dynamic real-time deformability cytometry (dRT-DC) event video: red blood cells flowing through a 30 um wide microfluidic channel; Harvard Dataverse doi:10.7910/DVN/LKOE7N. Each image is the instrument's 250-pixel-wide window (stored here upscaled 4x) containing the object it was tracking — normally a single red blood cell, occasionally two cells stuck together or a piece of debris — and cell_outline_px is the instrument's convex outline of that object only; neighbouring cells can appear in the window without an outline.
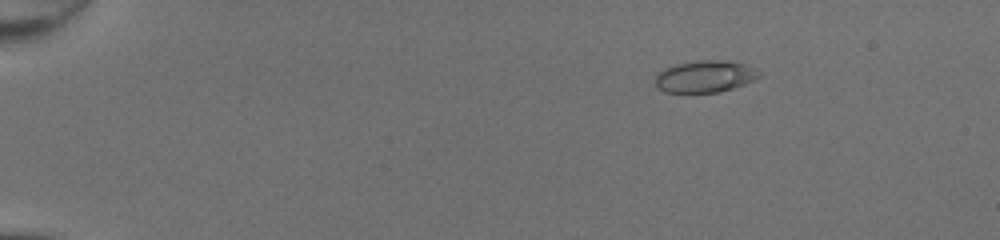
{"species": "common noctule bat (a hibernating species)", "species_latin": "Nyctalus noctula", "temperature_condition": "room temperature", "stored_images_in_passage": 52, "camera_frame_rate_fps": 3000, "um_per_image_px": 0.085, "animal": {"sex": "female", "body_mass_g": 20.0, "forearm_length_mm": 54.0}, "frame": {"image": 1, "passage_image": 10, "time_ms": 3.0, "image_size_px": [1000, 240], "cell_outline_px": [[764, 76], [756, 80], [732, 88], [716, 92], [664, 92], [656, 84], [656, 72], [664, 68], [676, 64], [692, 60], [728, 60], [748, 64], [756, 68]], "centroid_in_image_um": [59.98, 6.47], "position_along_channel_um": 25.0, "area_um2": 19.65}}
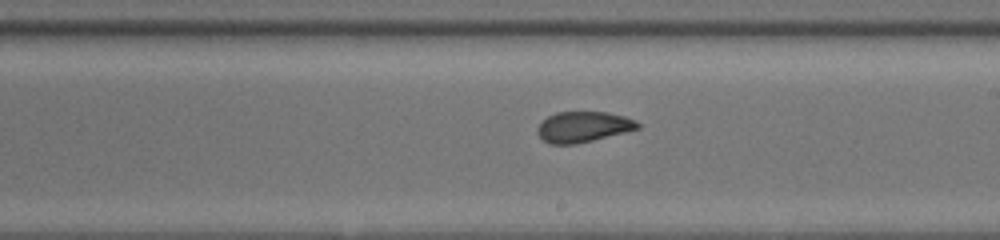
{"frame": {"image": 2, "passage_image": 33, "time_ms": 10.667, "image_size_px": [1000, 240], "cell_outline_px": [[640, 128], [576, 144], [548, 144], [536, 132], [536, 128], [548, 116], [556, 112], [608, 112], [624, 116], [636, 120], [640, 124]], "centroid_in_image_um": [49.56, 10.78], "position_along_channel_um": 239.4, "area_um2": 17.8}}
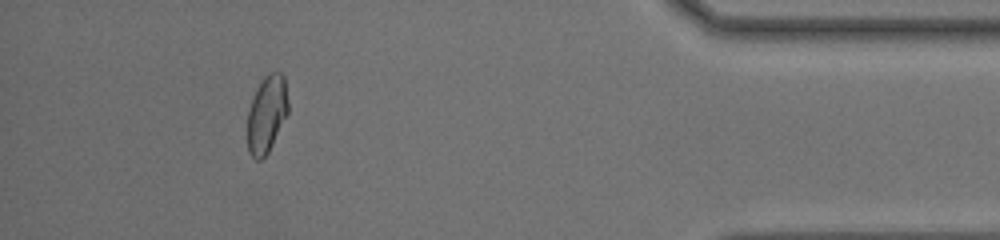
{"frame": {"image": 3, "passage_image": 48, "time_ms": 15.667, "image_size_px": [1000, 240], "cell_outline_px": [[288, 112], [268, 152], [260, 160], [256, 160], [248, 152], [248, 112], [256, 88], [264, 76], [268, 72], [280, 72], [284, 76], [288, 100]], "centroid_in_image_um": [22.67, 9.67], "position_along_channel_um": 412.5, "area_um2": 18.15}, "authors_computed_cell_mechanics": {"area_um2": 19.1607, "velocity_mm_per_s": 4.3312, "shape_relaxation_time_tau1_ms": 7.5283, "shape_relaxation_time_tau2_ms": 1.02, "deformation_change_tau1": 0.1869, "deformation_change_tau2": 0.0438}}